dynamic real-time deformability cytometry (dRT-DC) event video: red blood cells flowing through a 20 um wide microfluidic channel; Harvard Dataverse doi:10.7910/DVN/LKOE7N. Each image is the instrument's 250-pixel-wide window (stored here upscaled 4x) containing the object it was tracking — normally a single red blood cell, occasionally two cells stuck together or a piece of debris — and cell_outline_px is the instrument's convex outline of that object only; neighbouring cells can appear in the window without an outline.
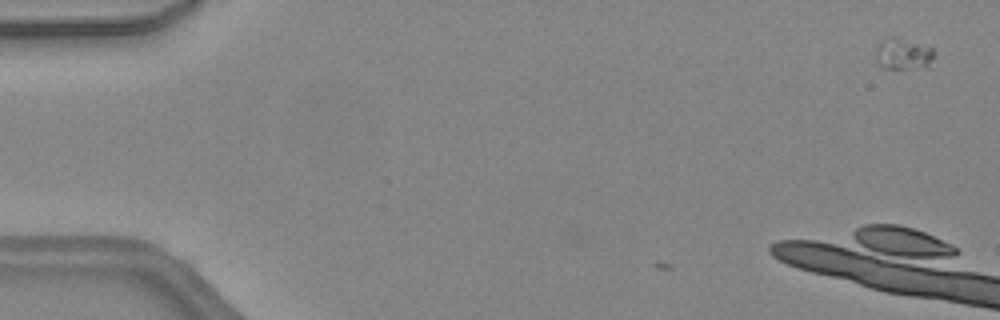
{"species": "common noctule bat (a hibernating species)", "species_latin": "Nyctalus noctula", "temperature_condition": "warm", "stored_images_in_passage": 5, "camera_frame_rate_fps": 3000, "um_per_image_px": 0.085, "animal": {"sex": "female", "body_mass_g": 24.6, "forearm_length_mm": 56.2}, "frame": {"image": 1, "passage_image": 5, "time_ms": 1.333, "image_size_px": [1000, 320], "cell_outline_px": [[936, 56], [928, 68], [884, 68], [876, 60], [876, 48], [880, 40], [888, 36], [892, 36], [932, 48], [936, 52]], "centroid_in_image_um": [76.8, 4.59], "position_along_channel_um": 8.2, "area_um2": 10.81}}